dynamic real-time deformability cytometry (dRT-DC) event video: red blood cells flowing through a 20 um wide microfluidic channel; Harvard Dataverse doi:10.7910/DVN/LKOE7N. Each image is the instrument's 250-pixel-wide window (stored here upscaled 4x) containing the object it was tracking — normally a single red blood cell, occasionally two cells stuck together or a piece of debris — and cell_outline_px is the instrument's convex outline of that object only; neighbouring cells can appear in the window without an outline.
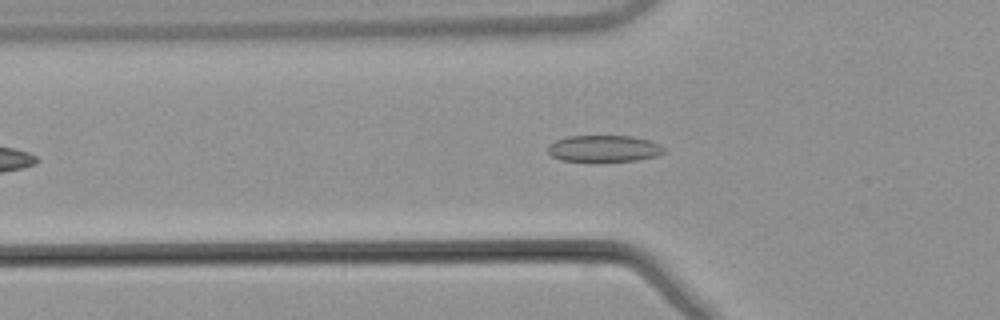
{"species": "common noctule bat (a hibernating species)", "species_latin": "Nyctalus noctula", "temperature_condition": "warm", "stored_images_in_passage": 42, "camera_frame_rate_fps": 3000, "um_per_image_px": 0.085, "animal": {"sex": "male", "body_mass_g": 21.5, "forearm_length_mm": 52.0}, "frame": {"image": 1, "passage_image": 11, "time_ms": 3.333, "image_size_px": [1000, 320], "cell_outline_px": [[668, 152], [656, 156], [636, 160], [560, 160], [552, 156], [548, 152], [548, 144], [556, 140], [568, 136], [632, 136], [648, 140], [660, 144]], "centroid_in_image_um": [51.36, 12.61], "position_along_channel_um": 74.4, "area_um2": 17.74}}
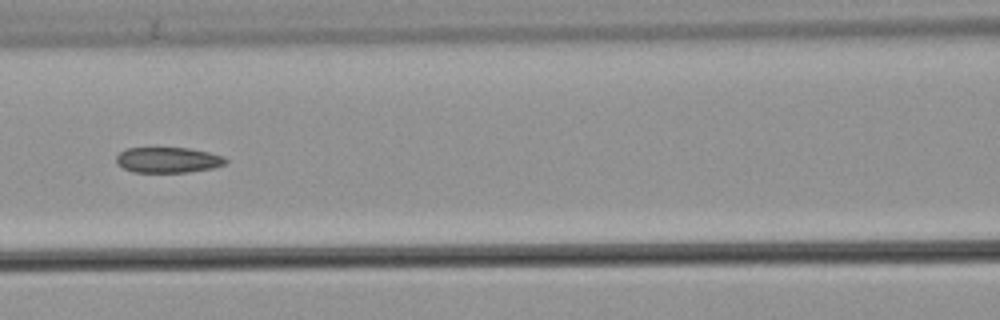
{"frame": {"image": 2, "passage_image": 17, "time_ms": 5.333, "image_size_px": [1000, 320], "cell_outline_px": [[228, 160], [224, 164], [212, 168], [188, 172], [132, 172], [116, 164], [116, 156], [120, 152], [128, 148], [188, 148], [208, 152], [224, 156]], "centroid_in_image_um": [14.27, 13.6], "position_along_channel_um": 152.3, "area_um2": 16.24}}
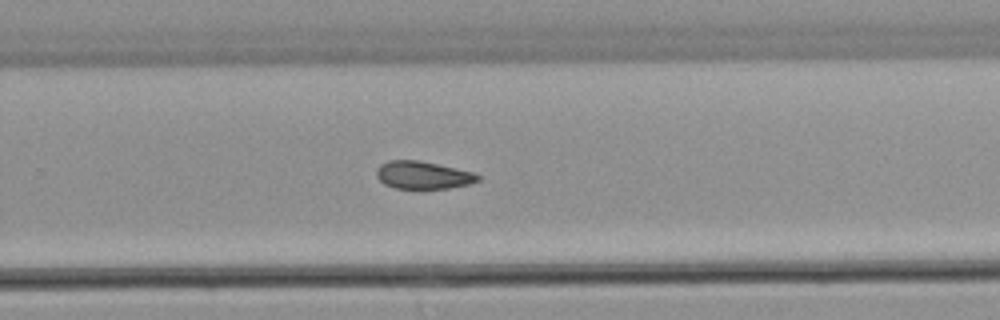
{"frame": {"image": 3, "passage_image": 28, "time_ms": 9.0, "image_size_px": [1000, 320], "cell_outline_px": [[480, 180], [468, 184], [452, 188], [392, 188], [384, 184], [376, 176], [376, 172], [380, 164], [388, 160], [420, 160], [476, 172], [480, 176]], "centroid_in_image_um": [35.97, 14.87], "position_along_channel_um": 293.8, "area_um2": 16.53}, "authors_computed_cell_mechanics": {"area_um2": 17.0799, "velocity_mm_per_s": 3.8746, "shape_relaxation_time_tau1_ms": null, "shape_relaxation_time_tau2_ms": 4.6371, "deformation_change_tau1": null, "deformation_change_tau2": 0.0819}}